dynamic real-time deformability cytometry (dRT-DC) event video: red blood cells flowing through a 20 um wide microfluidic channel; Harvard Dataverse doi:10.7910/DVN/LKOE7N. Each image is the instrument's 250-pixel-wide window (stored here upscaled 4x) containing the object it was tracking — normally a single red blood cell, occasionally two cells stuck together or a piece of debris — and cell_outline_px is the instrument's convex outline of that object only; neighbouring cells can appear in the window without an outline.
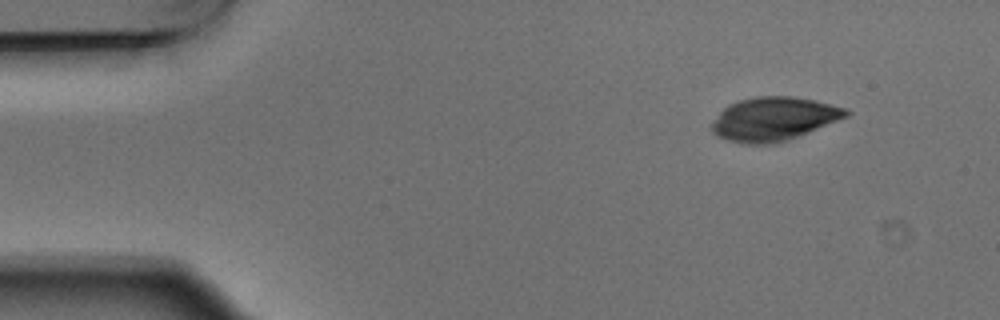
{"species": "Egyptian fruit bat (a non-hibernating species)", "species_latin": "Rousettus aegyptiacus", "temperature_condition": "warm", "stored_images_in_passage": 3, "camera_frame_rate_fps": 3000, "um_per_image_px": 0.085, "animal": {"sex": "male"}, "frame": {"image": 1, "passage_image": 1, "time_ms": 0.0, "image_size_px": [1000, 320], "cell_outline_px": [[852, 112], [848, 116], [788, 140], [776, 144], [744, 144], [728, 140], [716, 136], [712, 132], [712, 124], [720, 112], [728, 104], [740, 100], [756, 96], [792, 96], [816, 100], [848, 108]], "centroid_in_image_um": [65.79, 10.11], "position_along_channel_um": 19.2, "area_um2": 34.22}}
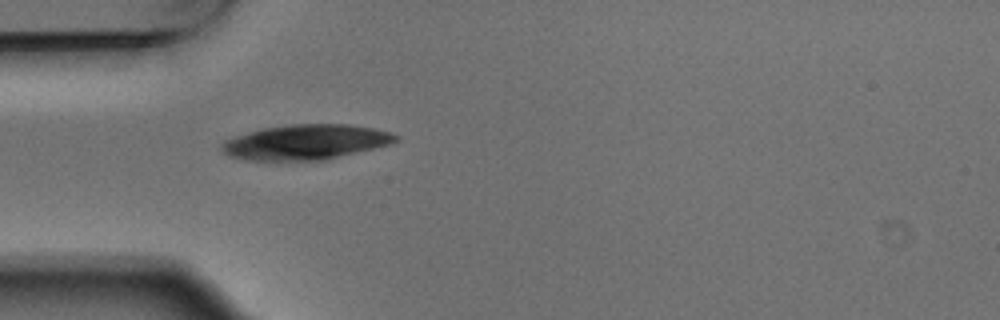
{"frame": {"image": 2, "passage_image": 3, "time_ms": 0.667, "image_size_px": [1000, 320], "cell_outline_px": [[400, 140], [392, 144], [324, 160], [244, 160], [228, 156], [220, 148], [220, 144], [224, 140], [236, 136], [264, 128], [288, 124], [348, 124], [372, 128], [392, 132], [400, 136]], "centroid_in_image_um": [26.02, 12.08], "position_along_channel_um": 59.0, "area_um2": 35.66}}